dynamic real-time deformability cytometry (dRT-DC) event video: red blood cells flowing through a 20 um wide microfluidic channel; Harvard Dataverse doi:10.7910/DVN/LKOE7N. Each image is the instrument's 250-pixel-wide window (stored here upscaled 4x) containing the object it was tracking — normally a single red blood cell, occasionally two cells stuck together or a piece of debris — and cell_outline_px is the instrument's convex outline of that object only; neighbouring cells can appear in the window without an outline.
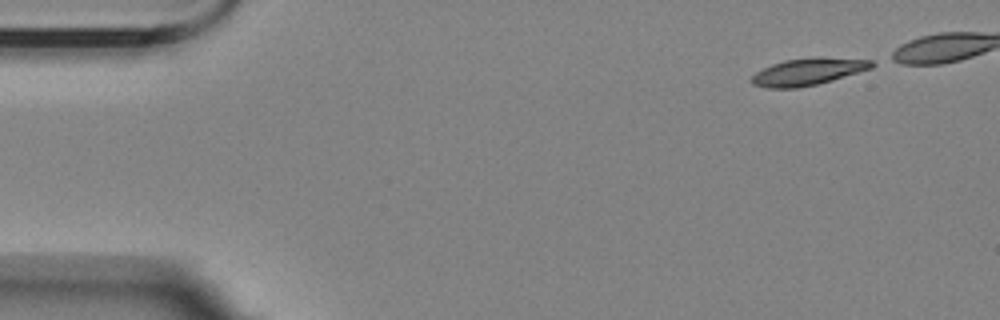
{"species": "Egyptian fruit bat (a non-hibernating species)", "species_latin": "Rousettus aegyptiacus", "temperature_condition": "room temperature", "stored_images_in_passage": 42, "camera_frame_rate_fps": 3000, "um_per_image_px": 0.085, "animal": {"sex": "female"}, "frame": {"image": 1, "passage_image": 1, "time_ms": 0.0, "image_size_px": [1000, 320], "cell_outline_px": [[876, 64], [872, 68], [832, 80], [816, 84], [796, 88], [768, 88], [752, 84], [752, 76], [756, 72], [772, 64], [784, 60], [816, 56], [872, 60]], "centroid_in_image_um": [68.7, 6.08], "position_along_channel_um": 16.3, "area_um2": 18.9}}
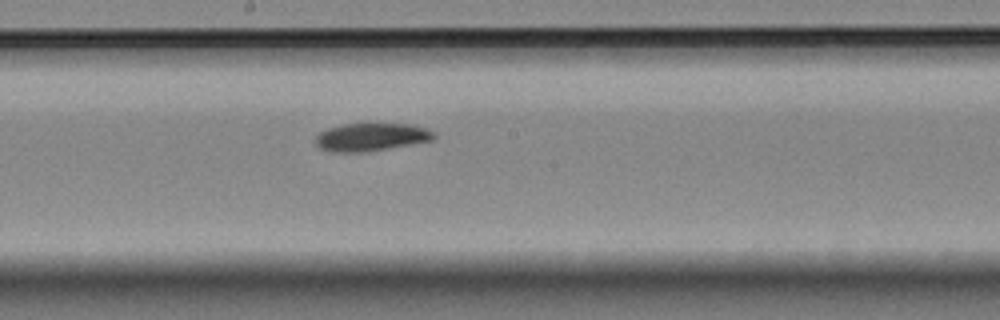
{"frame": {"image": 2, "passage_image": 26, "time_ms": 8.333, "image_size_px": [1000, 320], "cell_outline_px": [[436, 136], [432, 140], [412, 144], [364, 152], [336, 152], [320, 148], [312, 140], [320, 132], [328, 128], [344, 124], [368, 120], [412, 124], [436, 132]], "centroid_in_image_um": [31.55, 11.59], "position_along_channel_um": 216.6, "area_um2": 20.17}}
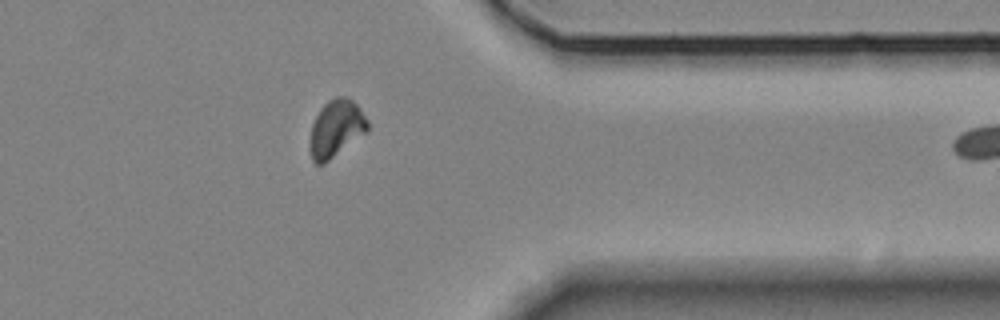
{"frame": {"image": 3, "passage_image": 41, "time_ms": 13.333, "image_size_px": [1000, 320], "cell_outline_px": [[368, 132], [324, 164], [316, 164], [312, 160], [312, 124], [320, 108], [328, 100], [336, 96], [348, 96], [360, 108], [368, 120]], "centroid_in_image_um": [28.62, 10.9], "position_along_channel_um": 382.8, "area_um2": 19.07}}